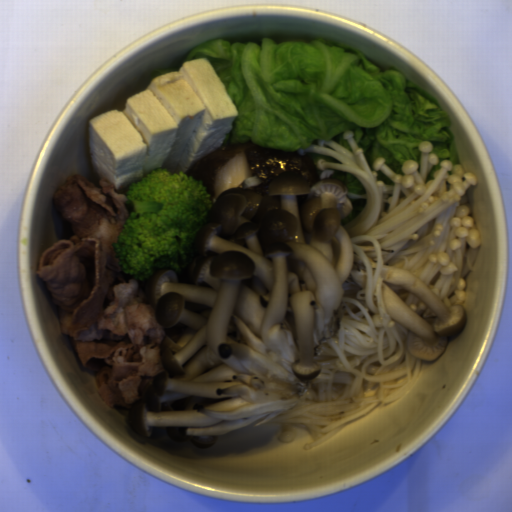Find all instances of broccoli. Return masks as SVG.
<instances>
[{"instance_id":"obj_1","label":"broccoli","mask_w":512,"mask_h":512,"mask_svg":"<svg viewBox=\"0 0 512 512\" xmlns=\"http://www.w3.org/2000/svg\"><path fill=\"white\" fill-rule=\"evenodd\" d=\"M125 195L129 214L111 245L123 274L142 281L162 268L182 273L199 231L218 215L207 188L185 171L160 168L132 181Z\"/></svg>"}]
</instances>
